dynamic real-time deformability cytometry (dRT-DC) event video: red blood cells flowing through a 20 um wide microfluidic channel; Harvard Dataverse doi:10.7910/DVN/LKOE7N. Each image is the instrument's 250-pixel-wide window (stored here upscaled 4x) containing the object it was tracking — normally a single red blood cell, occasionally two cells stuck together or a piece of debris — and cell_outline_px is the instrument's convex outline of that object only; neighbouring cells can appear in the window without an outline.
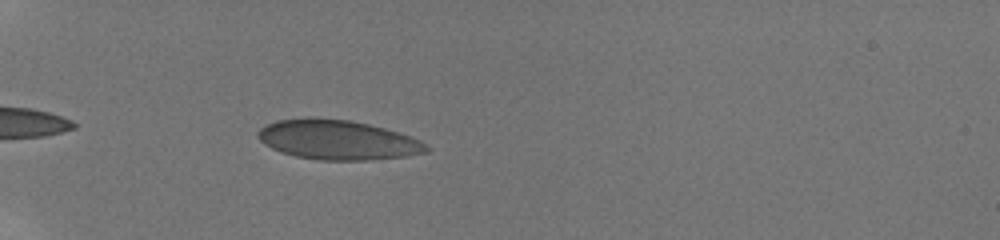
{"species": "human", "species_latin": "Homo sapiens", "temperature_condition": "room temperature", "stored_images_in_passage": 7, "camera_frame_rate_fps": 3000, "um_per_image_px": 0.085, "donor": {"sex": "male"}, "frame": {"image": 1, "passage_image": 4, "time_ms": 1.333, "image_size_px": [1000, 240], "cell_outline_px": [[432, 148], [428, 152], [408, 156], [368, 160], [320, 160], [296, 156], [280, 152], [264, 144], [256, 136], [256, 132], [264, 124], [276, 120], [352, 120], [384, 128], [420, 140], [428, 144]], "centroid_in_image_um": [28.73, 11.92], "position_along_channel_um": 56.3, "area_um2": 38.32}}
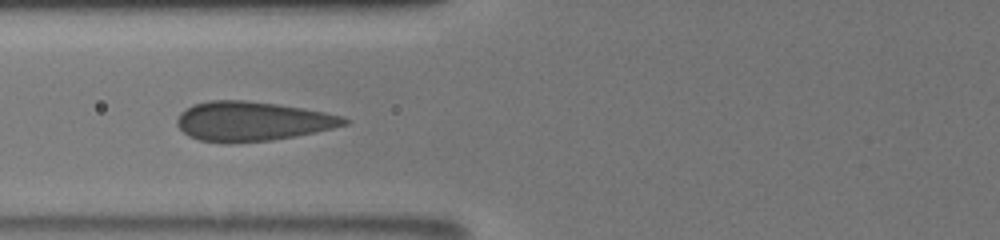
{"frame": {"image": 2, "passage_image": 6, "time_ms": 3.333, "image_size_px": [1000, 240], "cell_outline_px": [[348, 124], [316, 132], [296, 136], [272, 140], [232, 144], [224, 144], [200, 140], [188, 136], [176, 124], [176, 120], [180, 112], [192, 104], [208, 100], [244, 100], [276, 104], [304, 108], [344, 116], [348, 120]], "centroid_in_image_um": [21.4, 10.32], "position_along_channel_um": 104.4, "area_um2": 38.78}}